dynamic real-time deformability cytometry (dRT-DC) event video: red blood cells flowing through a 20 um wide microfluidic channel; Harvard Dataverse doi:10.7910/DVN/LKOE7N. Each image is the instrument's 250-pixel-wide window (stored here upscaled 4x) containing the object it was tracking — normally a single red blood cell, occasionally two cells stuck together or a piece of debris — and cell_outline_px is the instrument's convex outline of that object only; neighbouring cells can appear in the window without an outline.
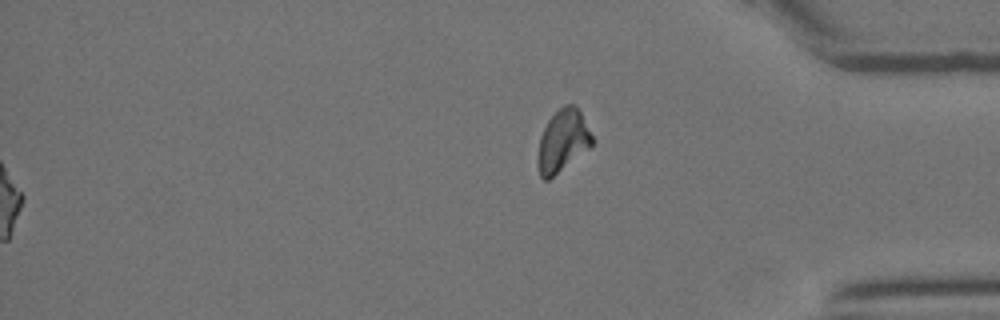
{"species": "Egyptian fruit bat (a non-hibernating species)", "species_latin": "Rousettus aegyptiacus", "temperature_condition": "room temperature", "stored_images_in_passage": 36, "segment_of_instrument_passage": [2, 2], "camera_frame_rate_fps": 3000, "um_per_image_px": 0.085, "animal": {"sex": "female"}, "frame": {"image": 1, "passage_image": 36, "time_ms": 11.667, "image_size_px": [1000, 320], "cell_outline_px": [[592, 144], [548, 180], [544, 180], [540, 176], [536, 164], [536, 156], [540, 136], [548, 120], [564, 104], [572, 104], [580, 112], [592, 136]], "centroid_in_image_um": [47.76, 11.98], "position_along_channel_um": 387.4, "area_um2": 19.19}}